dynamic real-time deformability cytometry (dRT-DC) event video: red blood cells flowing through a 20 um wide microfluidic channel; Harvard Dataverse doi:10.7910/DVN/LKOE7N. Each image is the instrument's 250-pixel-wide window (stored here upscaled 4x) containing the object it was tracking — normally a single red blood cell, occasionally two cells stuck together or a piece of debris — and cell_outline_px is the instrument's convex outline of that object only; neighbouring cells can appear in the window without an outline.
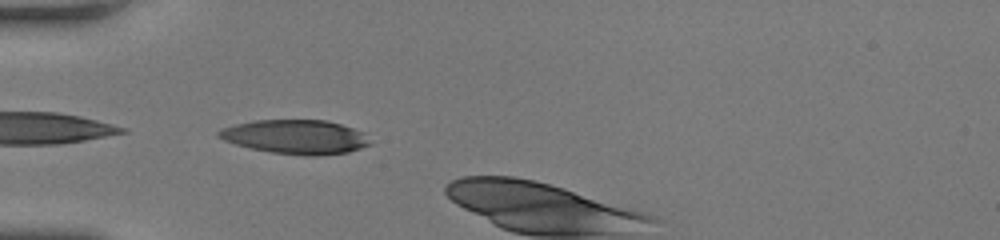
{"species": "human", "species_latin": "Homo sapiens", "temperature_condition": "room temperature", "stored_images_in_passage": 5, "camera_frame_rate_fps": 3000, "um_per_image_px": 0.085, "donor": {"sex": "female"}, "frame": {"image": 1, "passage_image": 1, "time_ms": 0.0, "image_size_px": [1000, 240], "cell_outline_px": [[372, 144], [348, 152], [316, 156], [308, 156], [272, 152], [252, 148], [236, 144], [224, 140], [216, 136], [216, 132], [220, 128], [252, 120], [328, 120], [364, 132]], "centroid_in_image_um": [25.12, 11.63], "position_along_channel_um": 59.9, "area_um2": 30.11}}
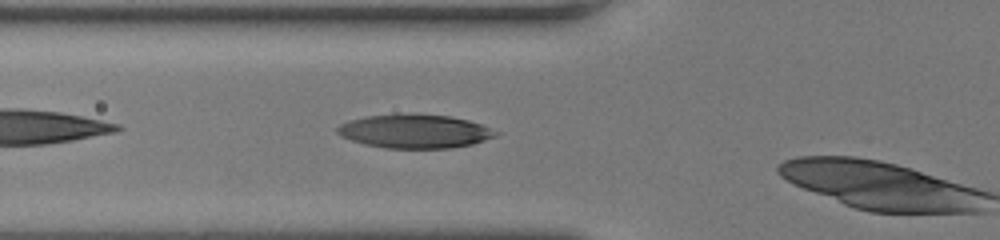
{"frame": {"image": 2, "passage_image": 4, "time_ms": 1.0, "image_size_px": [1000, 240], "cell_outline_px": [[500, 132], [496, 136], [472, 144], [452, 148], [384, 148], [364, 144], [340, 136], [336, 132], [336, 128], [340, 124], [348, 120], [364, 116], [400, 112], [448, 116], [468, 120], [480, 124]], "centroid_in_image_um": [35.2, 11.14], "position_along_channel_um": 90.6, "area_um2": 31.56}}